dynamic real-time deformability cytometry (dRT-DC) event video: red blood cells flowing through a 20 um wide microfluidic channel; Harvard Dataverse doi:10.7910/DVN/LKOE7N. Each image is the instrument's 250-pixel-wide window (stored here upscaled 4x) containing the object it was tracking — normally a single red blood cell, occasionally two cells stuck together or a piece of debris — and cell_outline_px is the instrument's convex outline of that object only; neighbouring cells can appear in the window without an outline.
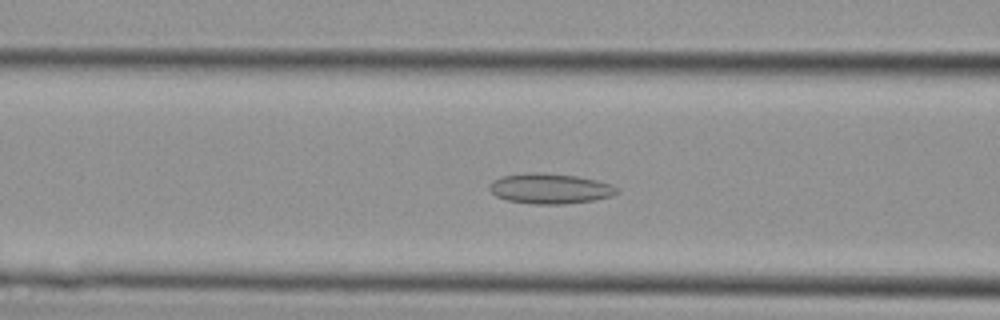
{"species": "Egyptian fruit bat (a non-hibernating species)", "species_latin": "Rousettus aegyptiacus", "temperature_condition": "cold", "stored_images_in_passage": 33, "camera_frame_rate_fps": 3000, "um_per_image_px": 0.085, "animal": {"sex": "female"}, "frame": {"image": 1, "passage_image": 11, "time_ms": 3.333, "image_size_px": [1000, 320], "cell_outline_px": [[620, 192], [612, 196], [596, 200], [564, 204], [532, 204], [508, 200], [496, 196], [488, 188], [488, 184], [492, 180], [500, 176], [532, 172], [540, 172], [576, 176], [596, 180], [612, 184], [620, 188]], "centroid_in_image_um": [46.77, 16.03], "position_along_channel_um": 119.8, "area_um2": 22.77}}
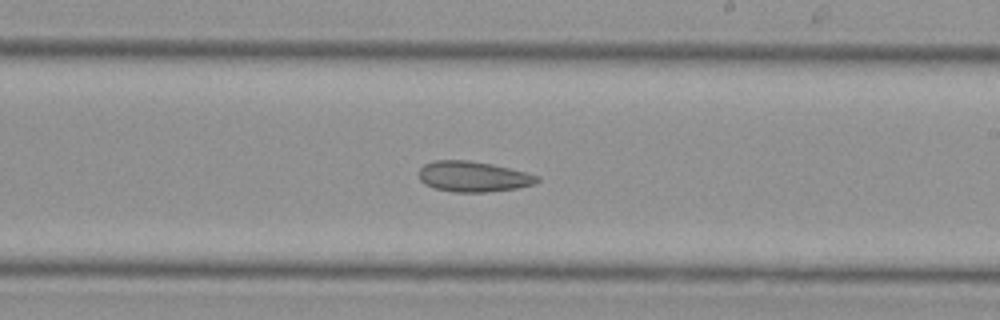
{"frame": {"image": 2, "passage_image": 18, "time_ms": 5.667, "image_size_px": [1000, 320], "cell_outline_px": [[540, 180], [532, 184], [516, 188], [488, 192], [456, 192], [436, 188], [424, 184], [420, 180], [420, 168], [424, 164], [432, 160], [468, 160], [492, 164], [540, 176]], "centroid_in_image_um": [40.2, 15.0], "position_along_channel_um": 248.8, "area_um2": 20.87}}
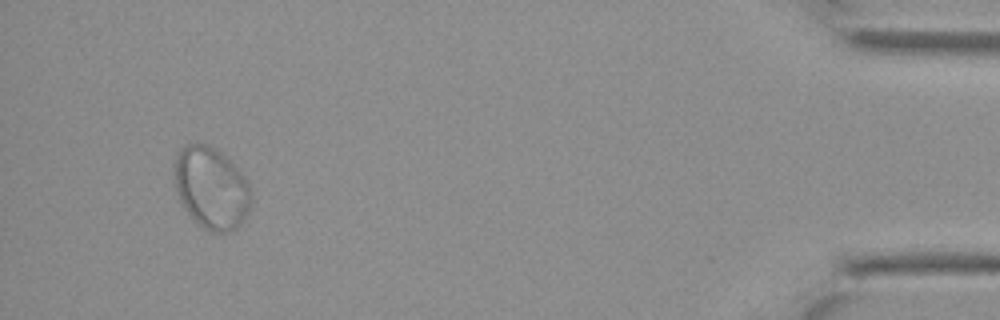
{"frame": {"image": 3, "passage_image": 31, "time_ms": 10.0, "image_size_px": [1000, 320], "cell_outline_px": [[252, 200], [248, 212], [240, 224], [232, 232], [208, 232], [180, 204], [176, 188], [172, 164], [180, 148], [188, 144], [208, 144], [220, 152], [244, 176], [248, 184]], "centroid_in_image_um": [17.93, 15.98], "position_along_channel_um": 417.3, "area_um2": 36.53}}